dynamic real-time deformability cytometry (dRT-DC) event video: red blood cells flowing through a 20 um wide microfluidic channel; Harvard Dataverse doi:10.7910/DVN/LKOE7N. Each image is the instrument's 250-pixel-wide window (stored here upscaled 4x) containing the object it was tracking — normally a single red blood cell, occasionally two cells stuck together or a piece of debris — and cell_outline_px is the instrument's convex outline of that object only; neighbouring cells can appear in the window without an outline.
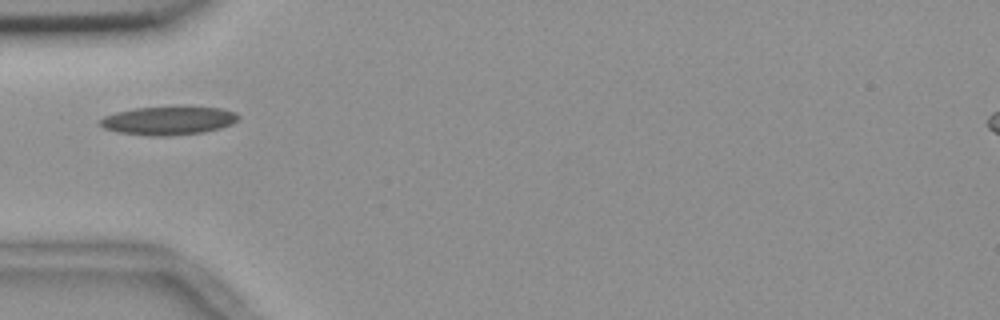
{"species": "common noctule bat (a hibernating species)", "species_latin": "Nyctalus noctula", "temperature_condition": "room temperature", "stored_images_in_passage": 3, "camera_frame_rate_fps": 3000, "um_per_image_px": 0.085, "animal": {"sex": "female", "body_mass_g": 18.4}, "frame": {"image": 1, "passage_image": 1, "time_ms": 0.0, "image_size_px": [1000, 320], "cell_outline_px": [[240, 116], [232, 124], [220, 128], [204, 132], [168, 136], [152, 136], [116, 132], [104, 128], [100, 124], [100, 120], [104, 116], [116, 112], [136, 108], [176, 104], [220, 108], [236, 112]], "centroid_in_image_um": [14.34, 10.21], "position_along_channel_um": 70.7, "area_um2": 23.7}}